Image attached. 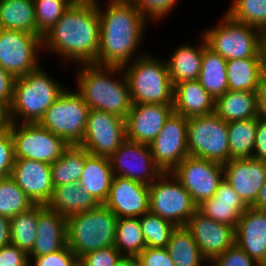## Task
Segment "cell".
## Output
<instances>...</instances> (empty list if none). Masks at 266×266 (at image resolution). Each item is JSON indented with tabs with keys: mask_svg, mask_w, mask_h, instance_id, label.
I'll return each mask as SVG.
<instances>
[{
	"mask_svg": "<svg viewBox=\"0 0 266 266\" xmlns=\"http://www.w3.org/2000/svg\"><path fill=\"white\" fill-rule=\"evenodd\" d=\"M14 161V143L10 129L0 130V179L11 175Z\"/></svg>",
	"mask_w": 266,
	"mask_h": 266,
	"instance_id": "46",
	"label": "cell"
},
{
	"mask_svg": "<svg viewBox=\"0 0 266 266\" xmlns=\"http://www.w3.org/2000/svg\"><path fill=\"white\" fill-rule=\"evenodd\" d=\"M68 87L46 110L39 124L69 145H79L84 137L90 108L76 90Z\"/></svg>",
	"mask_w": 266,
	"mask_h": 266,
	"instance_id": "8",
	"label": "cell"
},
{
	"mask_svg": "<svg viewBox=\"0 0 266 266\" xmlns=\"http://www.w3.org/2000/svg\"><path fill=\"white\" fill-rule=\"evenodd\" d=\"M10 177L34 205H47L53 194L51 165L29 159H15Z\"/></svg>",
	"mask_w": 266,
	"mask_h": 266,
	"instance_id": "20",
	"label": "cell"
},
{
	"mask_svg": "<svg viewBox=\"0 0 266 266\" xmlns=\"http://www.w3.org/2000/svg\"><path fill=\"white\" fill-rule=\"evenodd\" d=\"M70 5H96L99 0H66Z\"/></svg>",
	"mask_w": 266,
	"mask_h": 266,
	"instance_id": "57",
	"label": "cell"
},
{
	"mask_svg": "<svg viewBox=\"0 0 266 266\" xmlns=\"http://www.w3.org/2000/svg\"><path fill=\"white\" fill-rule=\"evenodd\" d=\"M261 82L266 83V39H262L259 47Z\"/></svg>",
	"mask_w": 266,
	"mask_h": 266,
	"instance_id": "53",
	"label": "cell"
},
{
	"mask_svg": "<svg viewBox=\"0 0 266 266\" xmlns=\"http://www.w3.org/2000/svg\"><path fill=\"white\" fill-rule=\"evenodd\" d=\"M209 266H258L236 243L209 262Z\"/></svg>",
	"mask_w": 266,
	"mask_h": 266,
	"instance_id": "44",
	"label": "cell"
},
{
	"mask_svg": "<svg viewBox=\"0 0 266 266\" xmlns=\"http://www.w3.org/2000/svg\"><path fill=\"white\" fill-rule=\"evenodd\" d=\"M258 117L266 120V83H261L257 90Z\"/></svg>",
	"mask_w": 266,
	"mask_h": 266,
	"instance_id": "51",
	"label": "cell"
},
{
	"mask_svg": "<svg viewBox=\"0 0 266 266\" xmlns=\"http://www.w3.org/2000/svg\"><path fill=\"white\" fill-rule=\"evenodd\" d=\"M235 243L258 264L266 258V210L248 207L241 214Z\"/></svg>",
	"mask_w": 266,
	"mask_h": 266,
	"instance_id": "23",
	"label": "cell"
},
{
	"mask_svg": "<svg viewBox=\"0 0 266 266\" xmlns=\"http://www.w3.org/2000/svg\"><path fill=\"white\" fill-rule=\"evenodd\" d=\"M258 265L259 266H266V258L263 261H261Z\"/></svg>",
	"mask_w": 266,
	"mask_h": 266,
	"instance_id": "58",
	"label": "cell"
},
{
	"mask_svg": "<svg viewBox=\"0 0 266 266\" xmlns=\"http://www.w3.org/2000/svg\"><path fill=\"white\" fill-rule=\"evenodd\" d=\"M114 176L150 185L163 172L155 164L149 145L126 139L109 158Z\"/></svg>",
	"mask_w": 266,
	"mask_h": 266,
	"instance_id": "16",
	"label": "cell"
},
{
	"mask_svg": "<svg viewBox=\"0 0 266 266\" xmlns=\"http://www.w3.org/2000/svg\"><path fill=\"white\" fill-rule=\"evenodd\" d=\"M214 112L226 123L258 118L257 92L228 90L215 99Z\"/></svg>",
	"mask_w": 266,
	"mask_h": 266,
	"instance_id": "29",
	"label": "cell"
},
{
	"mask_svg": "<svg viewBox=\"0 0 266 266\" xmlns=\"http://www.w3.org/2000/svg\"><path fill=\"white\" fill-rule=\"evenodd\" d=\"M0 29L37 35L33 0H0Z\"/></svg>",
	"mask_w": 266,
	"mask_h": 266,
	"instance_id": "30",
	"label": "cell"
},
{
	"mask_svg": "<svg viewBox=\"0 0 266 266\" xmlns=\"http://www.w3.org/2000/svg\"><path fill=\"white\" fill-rule=\"evenodd\" d=\"M172 112L173 104H132L125 118L126 139L149 145Z\"/></svg>",
	"mask_w": 266,
	"mask_h": 266,
	"instance_id": "21",
	"label": "cell"
},
{
	"mask_svg": "<svg viewBox=\"0 0 266 266\" xmlns=\"http://www.w3.org/2000/svg\"><path fill=\"white\" fill-rule=\"evenodd\" d=\"M137 260L143 266H175L166 248L146 247L137 256Z\"/></svg>",
	"mask_w": 266,
	"mask_h": 266,
	"instance_id": "47",
	"label": "cell"
},
{
	"mask_svg": "<svg viewBox=\"0 0 266 266\" xmlns=\"http://www.w3.org/2000/svg\"><path fill=\"white\" fill-rule=\"evenodd\" d=\"M100 39L96 5H70L42 38L43 52L74 65L95 63ZM76 63V64H75Z\"/></svg>",
	"mask_w": 266,
	"mask_h": 266,
	"instance_id": "2",
	"label": "cell"
},
{
	"mask_svg": "<svg viewBox=\"0 0 266 266\" xmlns=\"http://www.w3.org/2000/svg\"><path fill=\"white\" fill-rule=\"evenodd\" d=\"M233 21L259 29L266 28V0H231L224 12Z\"/></svg>",
	"mask_w": 266,
	"mask_h": 266,
	"instance_id": "38",
	"label": "cell"
},
{
	"mask_svg": "<svg viewBox=\"0 0 266 266\" xmlns=\"http://www.w3.org/2000/svg\"><path fill=\"white\" fill-rule=\"evenodd\" d=\"M35 6V17L37 23V35H43L64 14L70 6L66 0H33Z\"/></svg>",
	"mask_w": 266,
	"mask_h": 266,
	"instance_id": "41",
	"label": "cell"
},
{
	"mask_svg": "<svg viewBox=\"0 0 266 266\" xmlns=\"http://www.w3.org/2000/svg\"><path fill=\"white\" fill-rule=\"evenodd\" d=\"M67 218L47 205H38L36 239L28 257H40L67 245Z\"/></svg>",
	"mask_w": 266,
	"mask_h": 266,
	"instance_id": "22",
	"label": "cell"
},
{
	"mask_svg": "<svg viewBox=\"0 0 266 266\" xmlns=\"http://www.w3.org/2000/svg\"><path fill=\"white\" fill-rule=\"evenodd\" d=\"M123 255L115 246L89 252L78 259V266H114Z\"/></svg>",
	"mask_w": 266,
	"mask_h": 266,
	"instance_id": "43",
	"label": "cell"
},
{
	"mask_svg": "<svg viewBox=\"0 0 266 266\" xmlns=\"http://www.w3.org/2000/svg\"><path fill=\"white\" fill-rule=\"evenodd\" d=\"M166 250L175 266H209V262L185 226H177L172 231Z\"/></svg>",
	"mask_w": 266,
	"mask_h": 266,
	"instance_id": "32",
	"label": "cell"
},
{
	"mask_svg": "<svg viewBox=\"0 0 266 266\" xmlns=\"http://www.w3.org/2000/svg\"><path fill=\"white\" fill-rule=\"evenodd\" d=\"M251 207L258 210H266V181L259 191L256 202Z\"/></svg>",
	"mask_w": 266,
	"mask_h": 266,
	"instance_id": "55",
	"label": "cell"
},
{
	"mask_svg": "<svg viewBox=\"0 0 266 266\" xmlns=\"http://www.w3.org/2000/svg\"><path fill=\"white\" fill-rule=\"evenodd\" d=\"M114 266H135V257L123 256Z\"/></svg>",
	"mask_w": 266,
	"mask_h": 266,
	"instance_id": "56",
	"label": "cell"
},
{
	"mask_svg": "<svg viewBox=\"0 0 266 266\" xmlns=\"http://www.w3.org/2000/svg\"><path fill=\"white\" fill-rule=\"evenodd\" d=\"M28 254L17 246L6 245L0 248V266H29Z\"/></svg>",
	"mask_w": 266,
	"mask_h": 266,
	"instance_id": "48",
	"label": "cell"
},
{
	"mask_svg": "<svg viewBox=\"0 0 266 266\" xmlns=\"http://www.w3.org/2000/svg\"><path fill=\"white\" fill-rule=\"evenodd\" d=\"M135 266H143V265L137 260V257H135Z\"/></svg>",
	"mask_w": 266,
	"mask_h": 266,
	"instance_id": "59",
	"label": "cell"
},
{
	"mask_svg": "<svg viewBox=\"0 0 266 266\" xmlns=\"http://www.w3.org/2000/svg\"><path fill=\"white\" fill-rule=\"evenodd\" d=\"M100 203L79 183L71 182L59 187H54L53 194L47 206L68 218L74 214L89 211Z\"/></svg>",
	"mask_w": 266,
	"mask_h": 266,
	"instance_id": "28",
	"label": "cell"
},
{
	"mask_svg": "<svg viewBox=\"0 0 266 266\" xmlns=\"http://www.w3.org/2000/svg\"><path fill=\"white\" fill-rule=\"evenodd\" d=\"M171 173L190 193L196 206L212 198L224 178L223 164L189 155Z\"/></svg>",
	"mask_w": 266,
	"mask_h": 266,
	"instance_id": "14",
	"label": "cell"
},
{
	"mask_svg": "<svg viewBox=\"0 0 266 266\" xmlns=\"http://www.w3.org/2000/svg\"><path fill=\"white\" fill-rule=\"evenodd\" d=\"M38 222V205L26 212L10 218V241L12 245L24 250L27 254L32 250L36 239Z\"/></svg>",
	"mask_w": 266,
	"mask_h": 266,
	"instance_id": "37",
	"label": "cell"
},
{
	"mask_svg": "<svg viewBox=\"0 0 266 266\" xmlns=\"http://www.w3.org/2000/svg\"><path fill=\"white\" fill-rule=\"evenodd\" d=\"M215 99L198 80L174 85L173 111L186 118L214 113Z\"/></svg>",
	"mask_w": 266,
	"mask_h": 266,
	"instance_id": "25",
	"label": "cell"
},
{
	"mask_svg": "<svg viewBox=\"0 0 266 266\" xmlns=\"http://www.w3.org/2000/svg\"><path fill=\"white\" fill-rule=\"evenodd\" d=\"M139 222L147 247L166 248L172 231L176 228L173 223L150 212L139 217Z\"/></svg>",
	"mask_w": 266,
	"mask_h": 266,
	"instance_id": "40",
	"label": "cell"
},
{
	"mask_svg": "<svg viewBox=\"0 0 266 266\" xmlns=\"http://www.w3.org/2000/svg\"><path fill=\"white\" fill-rule=\"evenodd\" d=\"M10 124L9 107L0 100V130L9 128Z\"/></svg>",
	"mask_w": 266,
	"mask_h": 266,
	"instance_id": "54",
	"label": "cell"
},
{
	"mask_svg": "<svg viewBox=\"0 0 266 266\" xmlns=\"http://www.w3.org/2000/svg\"><path fill=\"white\" fill-rule=\"evenodd\" d=\"M252 158L266 161V120L259 117L257 118L256 139Z\"/></svg>",
	"mask_w": 266,
	"mask_h": 266,
	"instance_id": "50",
	"label": "cell"
},
{
	"mask_svg": "<svg viewBox=\"0 0 266 266\" xmlns=\"http://www.w3.org/2000/svg\"><path fill=\"white\" fill-rule=\"evenodd\" d=\"M202 255L210 262L235 243V228L204 216L198 210L185 224Z\"/></svg>",
	"mask_w": 266,
	"mask_h": 266,
	"instance_id": "17",
	"label": "cell"
},
{
	"mask_svg": "<svg viewBox=\"0 0 266 266\" xmlns=\"http://www.w3.org/2000/svg\"><path fill=\"white\" fill-rule=\"evenodd\" d=\"M228 123L215 112L189 117L187 145L189 156L225 164L229 161Z\"/></svg>",
	"mask_w": 266,
	"mask_h": 266,
	"instance_id": "9",
	"label": "cell"
},
{
	"mask_svg": "<svg viewBox=\"0 0 266 266\" xmlns=\"http://www.w3.org/2000/svg\"><path fill=\"white\" fill-rule=\"evenodd\" d=\"M199 45L187 42L176 46L166 60L173 86L185 81L198 80L202 65L203 47L207 44L200 32ZM197 47V48H196Z\"/></svg>",
	"mask_w": 266,
	"mask_h": 266,
	"instance_id": "26",
	"label": "cell"
},
{
	"mask_svg": "<svg viewBox=\"0 0 266 266\" xmlns=\"http://www.w3.org/2000/svg\"><path fill=\"white\" fill-rule=\"evenodd\" d=\"M10 243V219L0 215V248Z\"/></svg>",
	"mask_w": 266,
	"mask_h": 266,
	"instance_id": "52",
	"label": "cell"
},
{
	"mask_svg": "<svg viewBox=\"0 0 266 266\" xmlns=\"http://www.w3.org/2000/svg\"><path fill=\"white\" fill-rule=\"evenodd\" d=\"M43 67L41 65L27 75L16 78L13 100L9 106L12 123H39L46 110L66 89Z\"/></svg>",
	"mask_w": 266,
	"mask_h": 266,
	"instance_id": "4",
	"label": "cell"
},
{
	"mask_svg": "<svg viewBox=\"0 0 266 266\" xmlns=\"http://www.w3.org/2000/svg\"><path fill=\"white\" fill-rule=\"evenodd\" d=\"M132 104H173L174 86L166 59L147 52L122 67Z\"/></svg>",
	"mask_w": 266,
	"mask_h": 266,
	"instance_id": "5",
	"label": "cell"
},
{
	"mask_svg": "<svg viewBox=\"0 0 266 266\" xmlns=\"http://www.w3.org/2000/svg\"><path fill=\"white\" fill-rule=\"evenodd\" d=\"M75 90L90 109L112 113L125 119L132 101L122 67L94 63L76 65Z\"/></svg>",
	"mask_w": 266,
	"mask_h": 266,
	"instance_id": "3",
	"label": "cell"
},
{
	"mask_svg": "<svg viewBox=\"0 0 266 266\" xmlns=\"http://www.w3.org/2000/svg\"><path fill=\"white\" fill-rule=\"evenodd\" d=\"M228 90L257 92L261 85L260 57L227 60Z\"/></svg>",
	"mask_w": 266,
	"mask_h": 266,
	"instance_id": "33",
	"label": "cell"
},
{
	"mask_svg": "<svg viewBox=\"0 0 266 266\" xmlns=\"http://www.w3.org/2000/svg\"><path fill=\"white\" fill-rule=\"evenodd\" d=\"M113 176L108 157L92 155L85 149L84 169L78 183L100 204L108 197Z\"/></svg>",
	"mask_w": 266,
	"mask_h": 266,
	"instance_id": "27",
	"label": "cell"
},
{
	"mask_svg": "<svg viewBox=\"0 0 266 266\" xmlns=\"http://www.w3.org/2000/svg\"><path fill=\"white\" fill-rule=\"evenodd\" d=\"M126 140L125 119L90 109L84 137L79 146L90 154L110 158Z\"/></svg>",
	"mask_w": 266,
	"mask_h": 266,
	"instance_id": "13",
	"label": "cell"
},
{
	"mask_svg": "<svg viewBox=\"0 0 266 266\" xmlns=\"http://www.w3.org/2000/svg\"><path fill=\"white\" fill-rule=\"evenodd\" d=\"M103 204L118 218L141 217L149 212V185L113 176L108 197Z\"/></svg>",
	"mask_w": 266,
	"mask_h": 266,
	"instance_id": "18",
	"label": "cell"
},
{
	"mask_svg": "<svg viewBox=\"0 0 266 266\" xmlns=\"http://www.w3.org/2000/svg\"><path fill=\"white\" fill-rule=\"evenodd\" d=\"M29 261V266H78V258L68 245L54 253L40 257H29Z\"/></svg>",
	"mask_w": 266,
	"mask_h": 266,
	"instance_id": "45",
	"label": "cell"
},
{
	"mask_svg": "<svg viewBox=\"0 0 266 266\" xmlns=\"http://www.w3.org/2000/svg\"><path fill=\"white\" fill-rule=\"evenodd\" d=\"M223 170L224 179L251 207L266 181V161L254 158L231 159L223 164Z\"/></svg>",
	"mask_w": 266,
	"mask_h": 266,
	"instance_id": "19",
	"label": "cell"
},
{
	"mask_svg": "<svg viewBox=\"0 0 266 266\" xmlns=\"http://www.w3.org/2000/svg\"><path fill=\"white\" fill-rule=\"evenodd\" d=\"M15 159H29L48 164L56 162L70 146L39 123H12L9 126Z\"/></svg>",
	"mask_w": 266,
	"mask_h": 266,
	"instance_id": "11",
	"label": "cell"
},
{
	"mask_svg": "<svg viewBox=\"0 0 266 266\" xmlns=\"http://www.w3.org/2000/svg\"><path fill=\"white\" fill-rule=\"evenodd\" d=\"M226 63L227 60L214 52L207 44L203 47L198 81L214 99L228 91Z\"/></svg>",
	"mask_w": 266,
	"mask_h": 266,
	"instance_id": "31",
	"label": "cell"
},
{
	"mask_svg": "<svg viewBox=\"0 0 266 266\" xmlns=\"http://www.w3.org/2000/svg\"><path fill=\"white\" fill-rule=\"evenodd\" d=\"M141 14L153 24L163 22L168 14L177 7L179 0H131ZM174 8V9H173ZM171 12V13H170Z\"/></svg>",
	"mask_w": 266,
	"mask_h": 266,
	"instance_id": "42",
	"label": "cell"
},
{
	"mask_svg": "<svg viewBox=\"0 0 266 266\" xmlns=\"http://www.w3.org/2000/svg\"><path fill=\"white\" fill-rule=\"evenodd\" d=\"M187 121L188 118L173 111L149 144L154 162L162 172H171L189 155Z\"/></svg>",
	"mask_w": 266,
	"mask_h": 266,
	"instance_id": "15",
	"label": "cell"
},
{
	"mask_svg": "<svg viewBox=\"0 0 266 266\" xmlns=\"http://www.w3.org/2000/svg\"><path fill=\"white\" fill-rule=\"evenodd\" d=\"M118 217L104 204L67 218V245L81 256L114 246Z\"/></svg>",
	"mask_w": 266,
	"mask_h": 266,
	"instance_id": "6",
	"label": "cell"
},
{
	"mask_svg": "<svg viewBox=\"0 0 266 266\" xmlns=\"http://www.w3.org/2000/svg\"><path fill=\"white\" fill-rule=\"evenodd\" d=\"M85 164V149L79 145H70L62 156L51 164V176L54 187L71 182L78 183Z\"/></svg>",
	"mask_w": 266,
	"mask_h": 266,
	"instance_id": "34",
	"label": "cell"
},
{
	"mask_svg": "<svg viewBox=\"0 0 266 266\" xmlns=\"http://www.w3.org/2000/svg\"><path fill=\"white\" fill-rule=\"evenodd\" d=\"M229 160L252 158L256 139L257 118L228 123Z\"/></svg>",
	"mask_w": 266,
	"mask_h": 266,
	"instance_id": "35",
	"label": "cell"
},
{
	"mask_svg": "<svg viewBox=\"0 0 266 266\" xmlns=\"http://www.w3.org/2000/svg\"><path fill=\"white\" fill-rule=\"evenodd\" d=\"M114 246L126 257H137L147 247L139 217L118 218Z\"/></svg>",
	"mask_w": 266,
	"mask_h": 266,
	"instance_id": "36",
	"label": "cell"
},
{
	"mask_svg": "<svg viewBox=\"0 0 266 266\" xmlns=\"http://www.w3.org/2000/svg\"><path fill=\"white\" fill-rule=\"evenodd\" d=\"M262 38L266 39V32H262Z\"/></svg>",
	"mask_w": 266,
	"mask_h": 266,
	"instance_id": "60",
	"label": "cell"
},
{
	"mask_svg": "<svg viewBox=\"0 0 266 266\" xmlns=\"http://www.w3.org/2000/svg\"><path fill=\"white\" fill-rule=\"evenodd\" d=\"M101 3H97L100 39L94 64L123 67L147 53L138 49L149 20L134 3L131 0H108L106 6Z\"/></svg>",
	"mask_w": 266,
	"mask_h": 266,
	"instance_id": "1",
	"label": "cell"
},
{
	"mask_svg": "<svg viewBox=\"0 0 266 266\" xmlns=\"http://www.w3.org/2000/svg\"><path fill=\"white\" fill-rule=\"evenodd\" d=\"M207 46L225 60L259 57L262 32L247 24L233 21L227 14L219 23L203 30Z\"/></svg>",
	"mask_w": 266,
	"mask_h": 266,
	"instance_id": "7",
	"label": "cell"
},
{
	"mask_svg": "<svg viewBox=\"0 0 266 266\" xmlns=\"http://www.w3.org/2000/svg\"><path fill=\"white\" fill-rule=\"evenodd\" d=\"M34 203L9 176L0 179V215L11 218L26 212Z\"/></svg>",
	"mask_w": 266,
	"mask_h": 266,
	"instance_id": "39",
	"label": "cell"
},
{
	"mask_svg": "<svg viewBox=\"0 0 266 266\" xmlns=\"http://www.w3.org/2000/svg\"><path fill=\"white\" fill-rule=\"evenodd\" d=\"M247 208L248 206L224 178L219 183L215 195L197 206V210L204 216L234 228Z\"/></svg>",
	"mask_w": 266,
	"mask_h": 266,
	"instance_id": "24",
	"label": "cell"
},
{
	"mask_svg": "<svg viewBox=\"0 0 266 266\" xmlns=\"http://www.w3.org/2000/svg\"><path fill=\"white\" fill-rule=\"evenodd\" d=\"M42 38L20 30L0 29V66L15 78L38 69L42 65Z\"/></svg>",
	"mask_w": 266,
	"mask_h": 266,
	"instance_id": "12",
	"label": "cell"
},
{
	"mask_svg": "<svg viewBox=\"0 0 266 266\" xmlns=\"http://www.w3.org/2000/svg\"><path fill=\"white\" fill-rule=\"evenodd\" d=\"M190 193L171 172H163L149 185V212L177 226H185L195 213Z\"/></svg>",
	"mask_w": 266,
	"mask_h": 266,
	"instance_id": "10",
	"label": "cell"
},
{
	"mask_svg": "<svg viewBox=\"0 0 266 266\" xmlns=\"http://www.w3.org/2000/svg\"><path fill=\"white\" fill-rule=\"evenodd\" d=\"M16 78L0 66V100L8 107L13 100L14 83Z\"/></svg>",
	"mask_w": 266,
	"mask_h": 266,
	"instance_id": "49",
	"label": "cell"
}]
</instances>
